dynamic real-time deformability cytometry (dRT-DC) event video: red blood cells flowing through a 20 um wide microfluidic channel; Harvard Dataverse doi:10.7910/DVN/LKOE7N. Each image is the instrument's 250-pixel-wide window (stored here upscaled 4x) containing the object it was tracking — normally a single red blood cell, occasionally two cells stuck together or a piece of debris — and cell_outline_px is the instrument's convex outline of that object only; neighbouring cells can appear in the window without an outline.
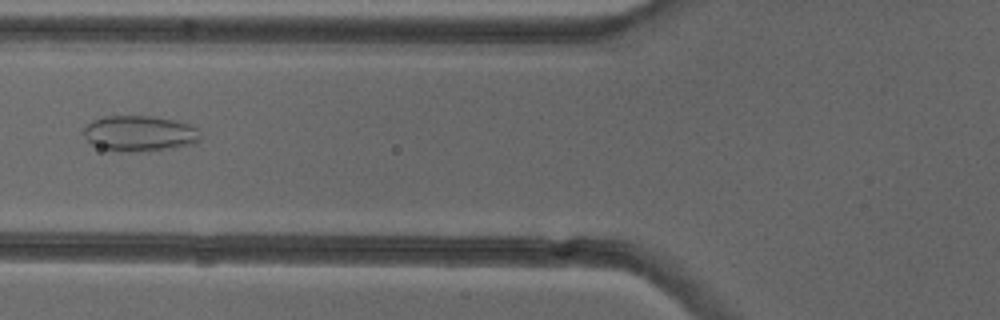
{"species": "common noctule bat (a hibernating species)", "species_latin": "Nyctalus noctula", "temperature_condition": "cold", "stored_images_in_passage": 51, "camera_frame_rate_fps": 3000, "um_per_image_px": 0.085, "animal": {"sex": "female"}, "frame": {"image": 1, "passage_image": 20, "time_ms": 6.333, "image_size_px": [1000, 320], "cell_outline_px": [[200, 140], [196, 144], [172, 148], [140, 152], [124, 152], [100, 148], [92, 144], [84, 136], [84, 128], [92, 120], [104, 116], [152, 116], [172, 120], [188, 124], [196, 128], [200, 136]], "centroid_in_image_um": [11.86, 11.36], "position_along_channel_um": 113.9, "area_um2": 24.33}}
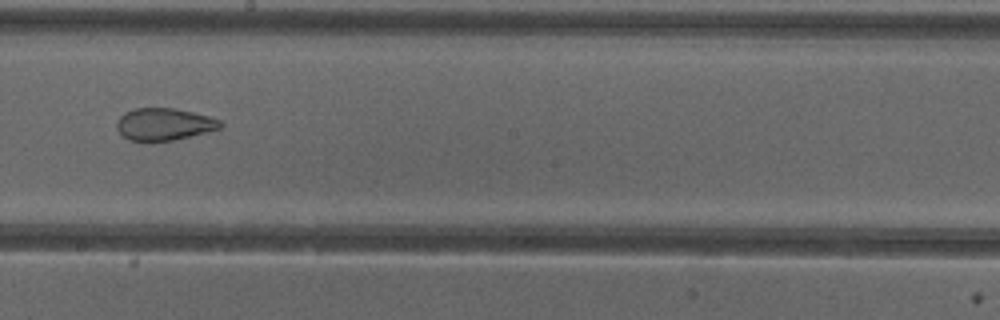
{"frame": {"image": 2, "passage_image": 29, "time_ms": 9.333, "image_size_px": [1000, 320], "cell_outline_px": [[224, 124], [220, 128], [172, 140], [152, 144], [128, 140], [116, 128], [116, 124], [120, 116], [124, 112], [136, 108], [172, 108], [192, 112], [208, 116], [220, 120]], "centroid_in_image_um": [13.89, 10.59], "position_along_channel_um": 234.3, "area_um2": 19.65}}
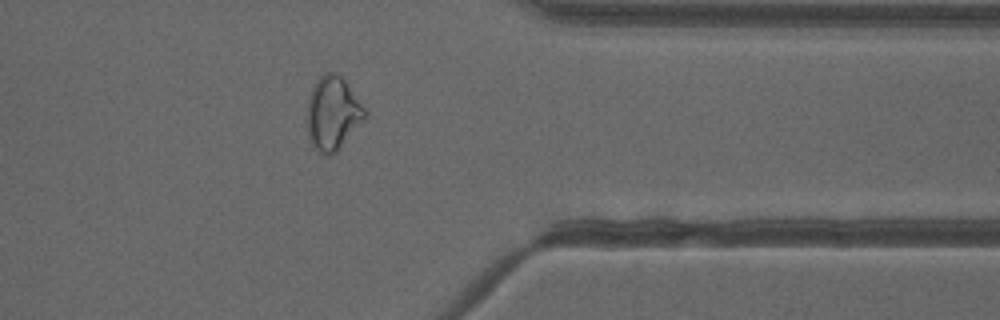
{"frame": {"image": 3, "passage_image": 41, "time_ms": 13.333, "image_size_px": [1000, 320], "cell_outline_px": [[368, 116], [340, 148], [336, 152], [328, 156], [324, 156], [312, 144], [308, 136], [308, 96], [316, 80], [324, 72], [332, 72], [340, 76], [348, 84], [368, 112]], "centroid_in_image_um": [28.31, 9.63], "position_along_channel_um": 383.1, "area_um2": 24.8}, "authors_computed_cell_mechanics": {"area_um2": 25.8944, "velocity_mm_per_s": 3.9876, "shape_relaxation_time_tau1_ms": null, "shape_relaxation_time_tau2_ms": 1.3664, "deformation_change_tau1": null, "deformation_change_tau2": 0.0751}}